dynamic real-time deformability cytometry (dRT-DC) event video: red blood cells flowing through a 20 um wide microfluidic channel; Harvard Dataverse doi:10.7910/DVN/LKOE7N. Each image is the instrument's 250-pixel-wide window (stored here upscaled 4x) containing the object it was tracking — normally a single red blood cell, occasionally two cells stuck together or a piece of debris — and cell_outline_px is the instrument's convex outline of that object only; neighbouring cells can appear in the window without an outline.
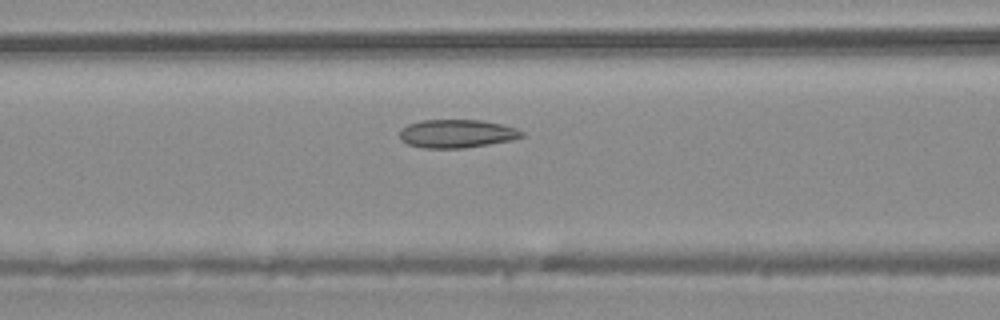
{"species": "common noctule bat (a hibernating species)", "species_latin": "Nyctalus noctula", "temperature_condition": "warm", "stored_images_in_passage": 30, "camera_frame_rate_fps": 3000, "um_per_image_px": 0.085, "animal": {"sex": "male", "body_mass_g": 20.4}, "frame": {"image": 1, "passage_image": 12, "time_ms": 3.667, "image_size_px": [1000, 320], "cell_outline_px": [[524, 136], [512, 140], [464, 148], [424, 148], [408, 144], [400, 140], [400, 128], [408, 124], [420, 120], [480, 120], [500, 124], [516, 128], [524, 132]], "centroid_in_image_um": [38.8, 11.36], "position_along_channel_um": 127.8, "area_um2": 20.17}}
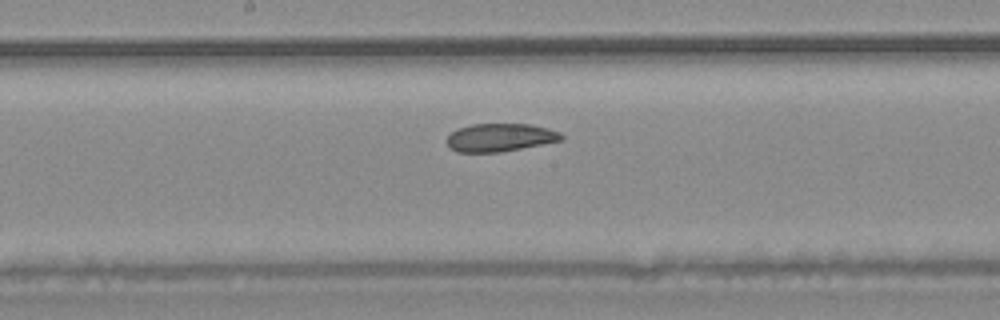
{"frame": {"image": 2, "passage_image": 17, "time_ms": 5.333, "image_size_px": [1000, 320], "cell_outline_px": [[564, 140], [500, 152], [456, 152], [448, 148], [448, 136], [456, 128], [472, 124], [528, 124], [548, 128], [560, 132], [564, 136]], "centroid_in_image_um": [42.51, 11.69], "position_along_channel_um": 205.7, "area_um2": 18.79}}
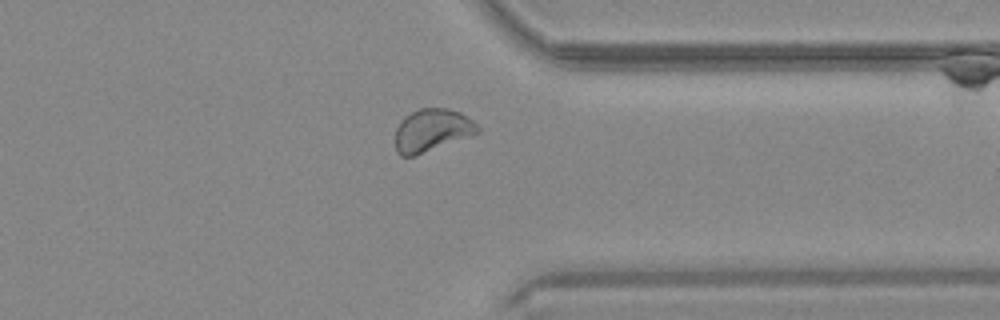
{"frame": {"image": 3, "passage_image": 28, "time_ms": 9.0, "image_size_px": [1000, 320], "cell_outline_px": [[480, 132], [412, 156], [400, 156], [396, 152], [396, 128], [404, 116], [420, 108], [448, 108], [460, 112], [472, 120], [480, 128]], "centroid_in_image_um": [36.7, 11.05], "position_along_channel_um": 374.7, "area_um2": 20.11}}